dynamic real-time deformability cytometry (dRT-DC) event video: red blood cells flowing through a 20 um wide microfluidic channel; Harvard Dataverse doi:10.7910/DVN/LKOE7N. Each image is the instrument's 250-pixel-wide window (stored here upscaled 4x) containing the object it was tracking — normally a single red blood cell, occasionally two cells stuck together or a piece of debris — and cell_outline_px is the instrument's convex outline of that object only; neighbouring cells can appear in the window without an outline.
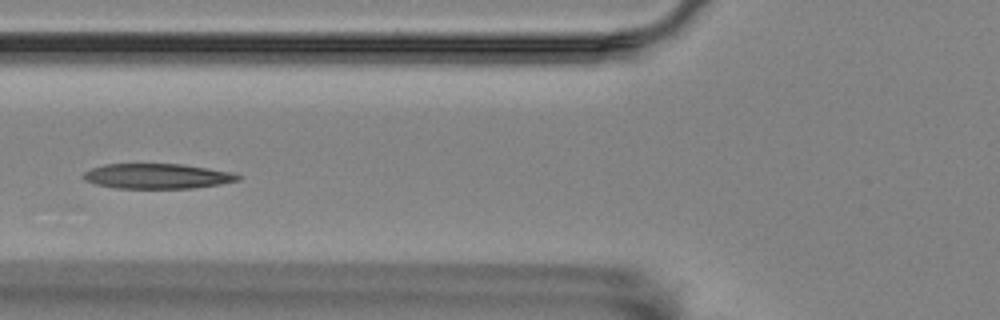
{"species": "Egyptian fruit bat (a non-hibernating species)", "species_latin": "Rousettus aegyptiacus", "temperature_condition": "room temperature", "stored_images_in_passage": 16, "camera_frame_rate_fps": 3000, "um_per_image_px": 0.085, "animal": {"sex": "female"}, "frame": {"image": 1, "passage_image": 7, "time_ms": 2.0, "image_size_px": [1000, 320], "cell_outline_px": [[240, 180], [220, 184], [192, 188], [116, 188], [96, 184], [84, 180], [80, 176], [84, 172], [92, 168], [104, 164], [184, 164], [236, 172], [240, 176]], "centroid_in_image_um": [13.38, 14.96], "position_along_channel_um": 112.4, "area_um2": 22.77}}
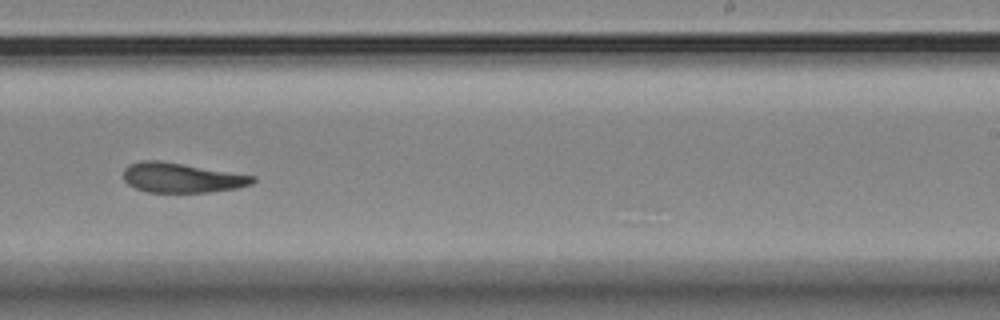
{"frame": {"image": 2, "passage_image": 11, "time_ms": 3.333, "image_size_px": [1000, 320], "cell_outline_px": [[256, 180], [252, 184], [236, 188], [208, 192], [148, 192], [136, 188], [128, 184], [124, 180], [124, 168], [128, 164], [140, 160], [156, 160], [256, 176]], "centroid_in_image_um": [15.42, 15.11], "position_along_channel_um": 273.6, "area_um2": 22.2}}
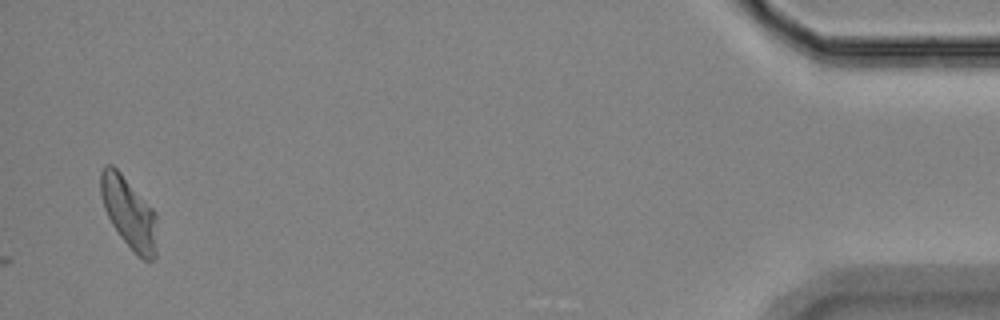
{"frame": {"image": 3, "passage_image": 16, "time_ms": 5.0, "image_size_px": [1000, 320], "cell_outline_px": [[156, 256], [152, 260], [144, 260], [136, 256], [120, 236], [112, 224], [104, 208], [100, 196], [100, 172], [104, 164], [112, 164], [120, 172], [156, 212]], "centroid_in_image_um": [10.95, 18.09], "position_along_channel_um": 424.3, "area_um2": 23.47}}